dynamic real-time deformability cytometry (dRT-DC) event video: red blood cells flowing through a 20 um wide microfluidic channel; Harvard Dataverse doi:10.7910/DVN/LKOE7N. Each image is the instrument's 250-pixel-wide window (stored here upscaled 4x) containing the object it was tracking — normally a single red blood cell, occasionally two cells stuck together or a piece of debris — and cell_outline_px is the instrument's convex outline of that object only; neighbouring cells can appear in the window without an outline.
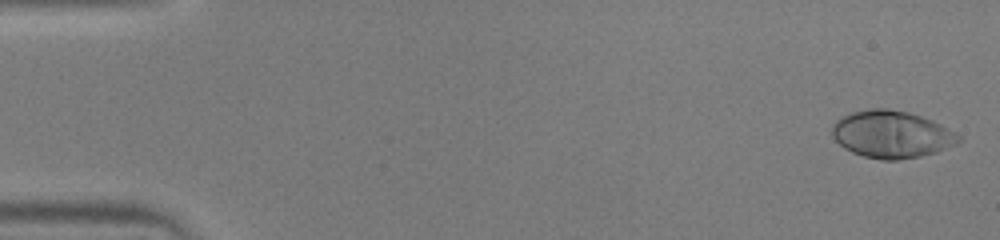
{"species": "human", "species_latin": "Homo sapiens", "temperature_condition": "warm", "stored_images_in_passage": 51, "camera_frame_rate_fps": 3000, "um_per_image_px": 0.085, "donor": {"sex": "male"}, "frame": {"image": 1, "passage_image": 1, "time_ms": 0.0, "image_size_px": [1000, 240], "cell_outline_px": [[960, 140], [936, 152], [920, 156], [900, 160], [880, 160], [864, 156], [852, 152], [844, 148], [832, 136], [832, 124], [836, 120], [852, 112], [868, 108], [888, 108], [908, 112], [932, 120], [948, 128], [960, 136]], "centroid_in_image_um": [75.74, 11.41], "position_along_channel_um": 9.3, "area_um2": 34.62}}
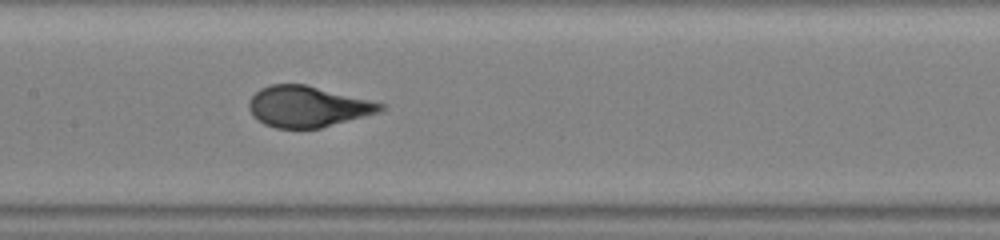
{"frame": {"image": 2, "passage_image": 25, "time_ms": 8.0, "image_size_px": [1000, 240], "cell_outline_px": [[384, 108], [380, 112], [320, 128], [276, 128], [264, 124], [252, 116], [248, 108], [248, 100], [260, 88], [272, 84], [304, 84], [384, 104]], "centroid_in_image_um": [26.09, 9.06], "position_along_channel_um": 181.3, "area_um2": 31.1}}
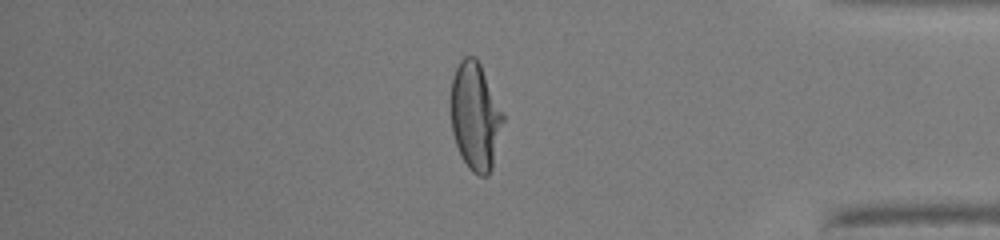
{"frame": {"image": 3, "passage_image": 43, "time_ms": 14.0, "image_size_px": [1000, 240], "cell_outline_px": [[504, 120], [492, 168], [488, 176], [480, 176], [472, 172], [468, 168], [456, 144], [452, 132], [452, 76], [460, 60], [464, 56], [476, 56], [504, 112]], "centroid_in_image_um": [40.42, 9.88], "position_along_channel_um": 394.8, "area_um2": 32.66}, "authors_computed_cell_mechanics": {"area_um2": 32.4836, "velocity_mm_per_s": 4.0227, "shape_relaxation_time_tau1_ms": 4.2347, "shape_relaxation_time_tau2_ms": null, "deformation_change_tau1": 0.2445, "deformation_change_tau2": null}}